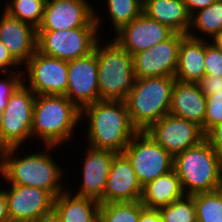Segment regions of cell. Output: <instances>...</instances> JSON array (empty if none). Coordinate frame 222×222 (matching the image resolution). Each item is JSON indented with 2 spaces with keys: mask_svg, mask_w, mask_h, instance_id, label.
Returning a JSON list of instances; mask_svg holds the SVG:
<instances>
[{
  "mask_svg": "<svg viewBox=\"0 0 222 222\" xmlns=\"http://www.w3.org/2000/svg\"><path fill=\"white\" fill-rule=\"evenodd\" d=\"M205 75L222 76V52L210 40L205 39Z\"/></svg>",
  "mask_w": 222,
  "mask_h": 222,
  "instance_id": "cell-33",
  "label": "cell"
},
{
  "mask_svg": "<svg viewBox=\"0 0 222 222\" xmlns=\"http://www.w3.org/2000/svg\"><path fill=\"white\" fill-rule=\"evenodd\" d=\"M169 114L197 124L204 133L206 97L198 83L175 81Z\"/></svg>",
  "mask_w": 222,
  "mask_h": 222,
  "instance_id": "cell-20",
  "label": "cell"
},
{
  "mask_svg": "<svg viewBox=\"0 0 222 222\" xmlns=\"http://www.w3.org/2000/svg\"><path fill=\"white\" fill-rule=\"evenodd\" d=\"M139 222H162L158 209L144 207L139 216Z\"/></svg>",
  "mask_w": 222,
  "mask_h": 222,
  "instance_id": "cell-38",
  "label": "cell"
},
{
  "mask_svg": "<svg viewBox=\"0 0 222 222\" xmlns=\"http://www.w3.org/2000/svg\"><path fill=\"white\" fill-rule=\"evenodd\" d=\"M141 201L103 203L99 208L98 222H139Z\"/></svg>",
  "mask_w": 222,
  "mask_h": 222,
  "instance_id": "cell-28",
  "label": "cell"
},
{
  "mask_svg": "<svg viewBox=\"0 0 222 222\" xmlns=\"http://www.w3.org/2000/svg\"><path fill=\"white\" fill-rule=\"evenodd\" d=\"M99 27H79L71 30H37L36 50L46 56L70 61L94 51L100 39Z\"/></svg>",
  "mask_w": 222,
  "mask_h": 222,
  "instance_id": "cell-8",
  "label": "cell"
},
{
  "mask_svg": "<svg viewBox=\"0 0 222 222\" xmlns=\"http://www.w3.org/2000/svg\"><path fill=\"white\" fill-rule=\"evenodd\" d=\"M96 43L100 100H125L135 84L133 58L114 39Z\"/></svg>",
  "mask_w": 222,
  "mask_h": 222,
  "instance_id": "cell-6",
  "label": "cell"
},
{
  "mask_svg": "<svg viewBox=\"0 0 222 222\" xmlns=\"http://www.w3.org/2000/svg\"><path fill=\"white\" fill-rule=\"evenodd\" d=\"M200 90L205 96L218 93L222 90V76H208L205 75L199 82H197Z\"/></svg>",
  "mask_w": 222,
  "mask_h": 222,
  "instance_id": "cell-34",
  "label": "cell"
},
{
  "mask_svg": "<svg viewBox=\"0 0 222 222\" xmlns=\"http://www.w3.org/2000/svg\"><path fill=\"white\" fill-rule=\"evenodd\" d=\"M216 0H184L186 4L187 11L192 16L199 10H202L208 6H210Z\"/></svg>",
  "mask_w": 222,
  "mask_h": 222,
  "instance_id": "cell-37",
  "label": "cell"
},
{
  "mask_svg": "<svg viewBox=\"0 0 222 222\" xmlns=\"http://www.w3.org/2000/svg\"><path fill=\"white\" fill-rule=\"evenodd\" d=\"M83 119L88 123L87 142L95 149L123 153L138 132L124 100H99L86 105L81 109Z\"/></svg>",
  "mask_w": 222,
  "mask_h": 222,
  "instance_id": "cell-1",
  "label": "cell"
},
{
  "mask_svg": "<svg viewBox=\"0 0 222 222\" xmlns=\"http://www.w3.org/2000/svg\"><path fill=\"white\" fill-rule=\"evenodd\" d=\"M93 7L88 0H46L43 19L37 30L62 31L99 27V31L102 18Z\"/></svg>",
  "mask_w": 222,
  "mask_h": 222,
  "instance_id": "cell-11",
  "label": "cell"
},
{
  "mask_svg": "<svg viewBox=\"0 0 222 222\" xmlns=\"http://www.w3.org/2000/svg\"><path fill=\"white\" fill-rule=\"evenodd\" d=\"M206 97L204 134L212 127L222 123V90Z\"/></svg>",
  "mask_w": 222,
  "mask_h": 222,
  "instance_id": "cell-31",
  "label": "cell"
},
{
  "mask_svg": "<svg viewBox=\"0 0 222 222\" xmlns=\"http://www.w3.org/2000/svg\"><path fill=\"white\" fill-rule=\"evenodd\" d=\"M0 18V41L12 57L23 67L36 52L37 29L2 11Z\"/></svg>",
  "mask_w": 222,
  "mask_h": 222,
  "instance_id": "cell-19",
  "label": "cell"
},
{
  "mask_svg": "<svg viewBox=\"0 0 222 222\" xmlns=\"http://www.w3.org/2000/svg\"><path fill=\"white\" fill-rule=\"evenodd\" d=\"M142 187L128 158L123 153H118L113 159L99 203L140 201Z\"/></svg>",
  "mask_w": 222,
  "mask_h": 222,
  "instance_id": "cell-17",
  "label": "cell"
},
{
  "mask_svg": "<svg viewBox=\"0 0 222 222\" xmlns=\"http://www.w3.org/2000/svg\"><path fill=\"white\" fill-rule=\"evenodd\" d=\"M1 126H2V111L0 110V129H1Z\"/></svg>",
  "mask_w": 222,
  "mask_h": 222,
  "instance_id": "cell-42",
  "label": "cell"
},
{
  "mask_svg": "<svg viewBox=\"0 0 222 222\" xmlns=\"http://www.w3.org/2000/svg\"><path fill=\"white\" fill-rule=\"evenodd\" d=\"M175 81L172 76L136 78L134 87L124 101L130 121L138 131H146L169 114Z\"/></svg>",
  "mask_w": 222,
  "mask_h": 222,
  "instance_id": "cell-5",
  "label": "cell"
},
{
  "mask_svg": "<svg viewBox=\"0 0 222 222\" xmlns=\"http://www.w3.org/2000/svg\"><path fill=\"white\" fill-rule=\"evenodd\" d=\"M45 147L41 152L28 153L29 155L26 154L24 157L16 152L19 147L1 150L0 175L4 181L14 185L43 189L54 198L64 192L66 188L62 186L63 182H60L63 178L64 169L62 170L51 157L52 155H49V151L54 150L56 146Z\"/></svg>",
  "mask_w": 222,
  "mask_h": 222,
  "instance_id": "cell-2",
  "label": "cell"
},
{
  "mask_svg": "<svg viewBox=\"0 0 222 222\" xmlns=\"http://www.w3.org/2000/svg\"><path fill=\"white\" fill-rule=\"evenodd\" d=\"M210 41L222 52V31L215 35Z\"/></svg>",
  "mask_w": 222,
  "mask_h": 222,
  "instance_id": "cell-41",
  "label": "cell"
},
{
  "mask_svg": "<svg viewBox=\"0 0 222 222\" xmlns=\"http://www.w3.org/2000/svg\"><path fill=\"white\" fill-rule=\"evenodd\" d=\"M16 66L20 69V71L16 70ZM19 66L21 65L12 57L3 42L0 41V72L2 71V74L4 72H21L22 70ZM13 67L16 71L13 70Z\"/></svg>",
  "mask_w": 222,
  "mask_h": 222,
  "instance_id": "cell-35",
  "label": "cell"
},
{
  "mask_svg": "<svg viewBox=\"0 0 222 222\" xmlns=\"http://www.w3.org/2000/svg\"><path fill=\"white\" fill-rule=\"evenodd\" d=\"M67 189L54 199L53 210L61 222H98L99 201L74 195ZM74 197H73V195Z\"/></svg>",
  "mask_w": 222,
  "mask_h": 222,
  "instance_id": "cell-23",
  "label": "cell"
},
{
  "mask_svg": "<svg viewBox=\"0 0 222 222\" xmlns=\"http://www.w3.org/2000/svg\"><path fill=\"white\" fill-rule=\"evenodd\" d=\"M81 122V110L65 95H37L32 119V139L39 138L45 146H59L72 141Z\"/></svg>",
  "mask_w": 222,
  "mask_h": 222,
  "instance_id": "cell-3",
  "label": "cell"
},
{
  "mask_svg": "<svg viewBox=\"0 0 222 222\" xmlns=\"http://www.w3.org/2000/svg\"><path fill=\"white\" fill-rule=\"evenodd\" d=\"M115 33L143 13V0H105ZM108 1V2H107Z\"/></svg>",
  "mask_w": 222,
  "mask_h": 222,
  "instance_id": "cell-27",
  "label": "cell"
},
{
  "mask_svg": "<svg viewBox=\"0 0 222 222\" xmlns=\"http://www.w3.org/2000/svg\"><path fill=\"white\" fill-rule=\"evenodd\" d=\"M146 132L173 157L204 140L200 126L171 114L153 123Z\"/></svg>",
  "mask_w": 222,
  "mask_h": 222,
  "instance_id": "cell-13",
  "label": "cell"
},
{
  "mask_svg": "<svg viewBox=\"0 0 222 222\" xmlns=\"http://www.w3.org/2000/svg\"><path fill=\"white\" fill-rule=\"evenodd\" d=\"M193 28L195 29V31L193 30ZM221 31H222V0H216L210 6L197 11L191 16V25L187 33V36L194 39L205 38L207 40L208 36L212 39L215 35H217ZM195 32L196 33L201 32L204 35V38H202V36H199V34H194Z\"/></svg>",
  "mask_w": 222,
  "mask_h": 222,
  "instance_id": "cell-25",
  "label": "cell"
},
{
  "mask_svg": "<svg viewBox=\"0 0 222 222\" xmlns=\"http://www.w3.org/2000/svg\"><path fill=\"white\" fill-rule=\"evenodd\" d=\"M157 209L162 222H197L194 195H184L171 204Z\"/></svg>",
  "mask_w": 222,
  "mask_h": 222,
  "instance_id": "cell-30",
  "label": "cell"
},
{
  "mask_svg": "<svg viewBox=\"0 0 222 222\" xmlns=\"http://www.w3.org/2000/svg\"><path fill=\"white\" fill-rule=\"evenodd\" d=\"M46 0H9L4 11L37 29L43 19Z\"/></svg>",
  "mask_w": 222,
  "mask_h": 222,
  "instance_id": "cell-26",
  "label": "cell"
},
{
  "mask_svg": "<svg viewBox=\"0 0 222 222\" xmlns=\"http://www.w3.org/2000/svg\"><path fill=\"white\" fill-rule=\"evenodd\" d=\"M123 154L130 161L142 186L173 170L174 157L146 131H138Z\"/></svg>",
  "mask_w": 222,
  "mask_h": 222,
  "instance_id": "cell-9",
  "label": "cell"
},
{
  "mask_svg": "<svg viewBox=\"0 0 222 222\" xmlns=\"http://www.w3.org/2000/svg\"><path fill=\"white\" fill-rule=\"evenodd\" d=\"M179 177L173 169L142 187L140 201L146 208L157 209L184 196Z\"/></svg>",
  "mask_w": 222,
  "mask_h": 222,
  "instance_id": "cell-24",
  "label": "cell"
},
{
  "mask_svg": "<svg viewBox=\"0 0 222 222\" xmlns=\"http://www.w3.org/2000/svg\"><path fill=\"white\" fill-rule=\"evenodd\" d=\"M173 169L185 195L222 188V157L204 139L174 156Z\"/></svg>",
  "mask_w": 222,
  "mask_h": 222,
  "instance_id": "cell-4",
  "label": "cell"
},
{
  "mask_svg": "<svg viewBox=\"0 0 222 222\" xmlns=\"http://www.w3.org/2000/svg\"><path fill=\"white\" fill-rule=\"evenodd\" d=\"M143 13L175 33L187 35L191 25L184 0H143Z\"/></svg>",
  "mask_w": 222,
  "mask_h": 222,
  "instance_id": "cell-22",
  "label": "cell"
},
{
  "mask_svg": "<svg viewBox=\"0 0 222 222\" xmlns=\"http://www.w3.org/2000/svg\"><path fill=\"white\" fill-rule=\"evenodd\" d=\"M36 95L22 83L8 100L2 111L0 151L21 147L32 138L31 127Z\"/></svg>",
  "mask_w": 222,
  "mask_h": 222,
  "instance_id": "cell-7",
  "label": "cell"
},
{
  "mask_svg": "<svg viewBox=\"0 0 222 222\" xmlns=\"http://www.w3.org/2000/svg\"><path fill=\"white\" fill-rule=\"evenodd\" d=\"M185 36L182 33H174L167 40L132 55L135 77H174L178 65L179 47Z\"/></svg>",
  "mask_w": 222,
  "mask_h": 222,
  "instance_id": "cell-12",
  "label": "cell"
},
{
  "mask_svg": "<svg viewBox=\"0 0 222 222\" xmlns=\"http://www.w3.org/2000/svg\"><path fill=\"white\" fill-rule=\"evenodd\" d=\"M174 33L168 26L142 13L121 27L113 39L129 54L134 55L167 40Z\"/></svg>",
  "mask_w": 222,
  "mask_h": 222,
  "instance_id": "cell-16",
  "label": "cell"
},
{
  "mask_svg": "<svg viewBox=\"0 0 222 222\" xmlns=\"http://www.w3.org/2000/svg\"><path fill=\"white\" fill-rule=\"evenodd\" d=\"M204 139L222 157V123L210 128L204 134Z\"/></svg>",
  "mask_w": 222,
  "mask_h": 222,
  "instance_id": "cell-36",
  "label": "cell"
},
{
  "mask_svg": "<svg viewBox=\"0 0 222 222\" xmlns=\"http://www.w3.org/2000/svg\"><path fill=\"white\" fill-rule=\"evenodd\" d=\"M24 65L25 70L22 68L23 83L36 96L66 94L68 87V61L46 56L36 50Z\"/></svg>",
  "mask_w": 222,
  "mask_h": 222,
  "instance_id": "cell-10",
  "label": "cell"
},
{
  "mask_svg": "<svg viewBox=\"0 0 222 222\" xmlns=\"http://www.w3.org/2000/svg\"><path fill=\"white\" fill-rule=\"evenodd\" d=\"M197 222H222V188L194 195Z\"/></svg>",
  "mask_w": 222,
  "mask_h": 222,
  "instance_id": "cell-29",
  "label": "cell"
},
{
  "mask_svg": "<svg viewBox=\"0 0 222 222\" xmlns=\"http://www.w3.org/2000/svg\"><path fill=\"white\" fill-rule=\"evenodd\" d=\"M0 222H11L8 212V201L5 192L0 188Z\"/></svg>",
  "mask_w": 222,
  "mask_h": 222,
  "instance_id": "cell-39",
  "label": "cell"
},
{
  "mask_svg": "<svg viewBox=\"0 0 222 222\" xmlns=\"http://www.w3.org/2000/svg\"><path fill=\"white\" fill-rule=\"evenodd\" d=\"M205 39L185 36L181 40L175 79L197 83L205 76Z\"/></svg>",
  "mask_w": 222,
  "mask_h": 222,
  "instance_id": "cell-21",
  "label": "cell"
},
{
  "mask_svg": "<svg viewBox=\"0 0 222 222\" xmlns=\"http://www.w3.org/2000/svg\"><path fill=\"white\" fill-rule=\"evenodd\" d=\"M65 96L80 110L100 100L96 45L90 54L68 61V87Z\"/></svg>",
  "mask_w": 222,
  "mask_h": 222,
  "instance_id": "cell-14",
  "label": "cell"
},
{
  "mask_svg": "<svg viewBox=\"0 0 222 222\" xmlns=\"http://www.w3.org/2000/svg\"><path fill=\"white\" fill-rule=\"evenodd\" d=\"M85 154L82 183L76 195L99 201L103 197L113 159L118 153L88 146Z\"/></svg>",
  "mask_w": 222,
  "mask_h": 222,
  "instance_id": "cell-18",
  "label": "cell"
},
{
  "mask_svg": "<svg viewBox=\"0 0 222 222\" xmlns=\"http://www.w3.org/2000/svg\"><path fill=\"white\" fill-rule=\"evenodd\" d=\"M34 222H61V219L57 215V213L52 210L51 212L44 214L42 217Z\"/></svg>",
  "mask_w": 222,
  "mask_h": 222,
  "instance_id": "cell-40",
  "label": "cell"
},
{
  "mask_svg": "<svg viewBox=\"0 0 222 222\" xmlns=\"http://www.w3.org/2000/svg\"><path fill=\"white\" fill-rule=\"evenodd\" d=\"M11 185V186H10ZM3 190L11 222H34L53 210L54 197L40 188L10 184Z\"/></svg>",
  "mask_w": 222,
  "mask_h": 222,
  "instance_id": "cell-15",
  "label": "cell"
},
{
  "mask_svg": "<svg viewBox=\"0 0 222 222\" xmlns=\"http://www.w3.org/2000/svg\"><path fill=\"white\" fill-rule=\"evenodd\" d=\"M6 74V75H5ZM4 78L0 80V110L3 111L8 100L16 89L23 83V73L21 72H4Z\"/></svg>",
  "mask_w": 222,
  "mask_h": 222,
  "instance_id": "cell-32",
  "label": "cell"
}]
</instances>
